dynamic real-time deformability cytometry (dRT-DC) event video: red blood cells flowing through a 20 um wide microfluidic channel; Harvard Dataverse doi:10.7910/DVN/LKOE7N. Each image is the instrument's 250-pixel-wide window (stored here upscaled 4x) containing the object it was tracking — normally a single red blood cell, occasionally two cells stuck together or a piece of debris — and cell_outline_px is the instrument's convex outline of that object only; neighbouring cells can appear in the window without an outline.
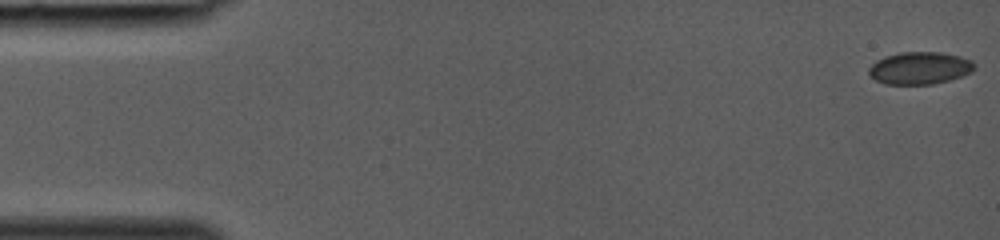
{"species": "common noctule bat (a hibernating species)", "species_latin": "Nyctalus noctula", "temperature_condition": "room temperature", "stored_images_in_passage": 11, "camera_frame_rate_fps": 3000, "um_per_image_px": 0.085, "animal": {"sex": "female", "body_mass_g": 19.0, "forearm_length_mm": 53.3}, "frame": {"image": 1, "passage_image": 1, "time_ms": 0.0, "image_size_px": [1000, 240], "cell_outline_px": [[976, 68], [972, 72], [948, 80], [932, 84], [884, 84], [876, 80], [868, 72], [868, 68], [876, 60], [884, 56], [900, 52], [940, 52], [960, 56], [972, 60], [976, 64]], "centroid_in_image_um": [78.19, 5.77], "position_along_channel_um": 6.8, "area_um2": 20.0}}
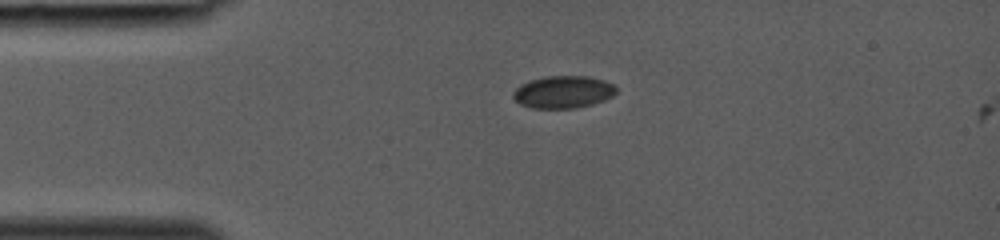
{"frame": {"image": 2, "passage_image": 10, "time_ms": 3.0, "image_size_px": [1000, 240], "cell_outline_px": [[616, 92], [612, 96], [604, 100], [592, 104], [576, 108], [532, 108], [520, 104], [512, 96], [512, 92], [520, 84], [528, 80], [544, 76], [588, 76], [604, 80], [612, 84], [616, 88]], "centroid_in_image_um": [47.84, 7.81], "position_along_channel_um": 37.2, "area_um2": 19.54}}